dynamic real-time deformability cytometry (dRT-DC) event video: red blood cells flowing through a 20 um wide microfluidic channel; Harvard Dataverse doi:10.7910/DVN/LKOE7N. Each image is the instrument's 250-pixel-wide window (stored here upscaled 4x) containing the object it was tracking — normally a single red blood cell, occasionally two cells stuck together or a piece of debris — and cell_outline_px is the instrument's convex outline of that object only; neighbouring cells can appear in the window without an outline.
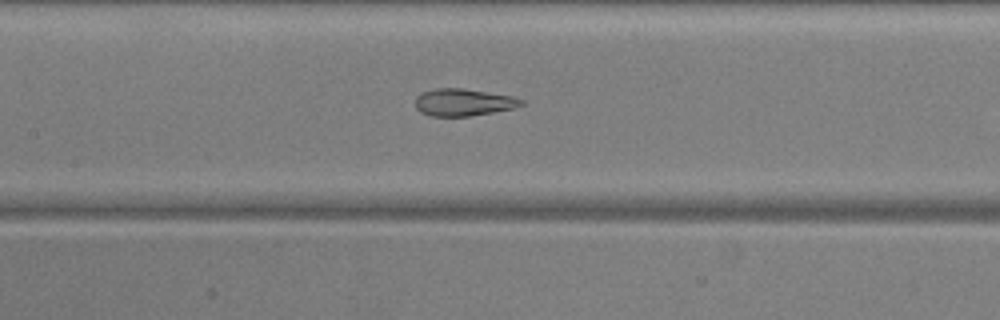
{"species": "common noctule bat (a hibernating species)", "species_latin": "Nyctalus noctula", "temperature_condition": "warm", "stored_images_in_passage": 47, "camera_frame_rate_fps": 3000, "um_per_image_px": 0.085, "animal": {"sex": "male", "body_mass_g": 20.5, "forearm_length_mm": 52.5}, "frame": {"image": 1, "passage_image": 19, "time_ms": 6.0, "image_size_px": [1000, 320], "cell_outline_px": [[524, 104], [512, 108], [472, 116], [432, 116], [420, 112], [416, 108], [416, 96], [420, 92], [436, 88], [464, 88], [512, 96], [524, 100]], "centroid_in_image_um": [39.36, 8.69], "position_along_channel_um": 168.0, "area_um2": 16.82}}
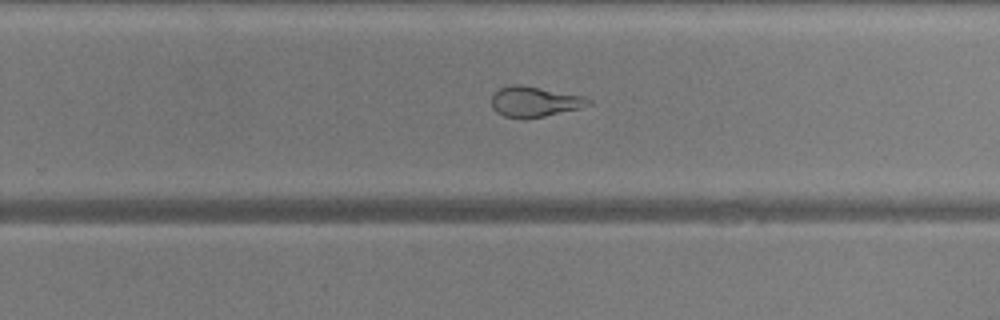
{"frame": {"image": 2, "passage_image": 28, "time_ms": 9.0, "image_size_px": [1000, 320], "cell_outline_px": [[592, 104], [580, 108], [544, 116], [524, 120], [504, 116], [496, 112], [492, 108], [492, 96], [500, 88], [512, 84], [520, 84], [584, 96], [592, 100]], "centroid_in_image_um": [45.43, 8.65], "position_along_channel_um": 284.4, "area_um2": 17.28}}
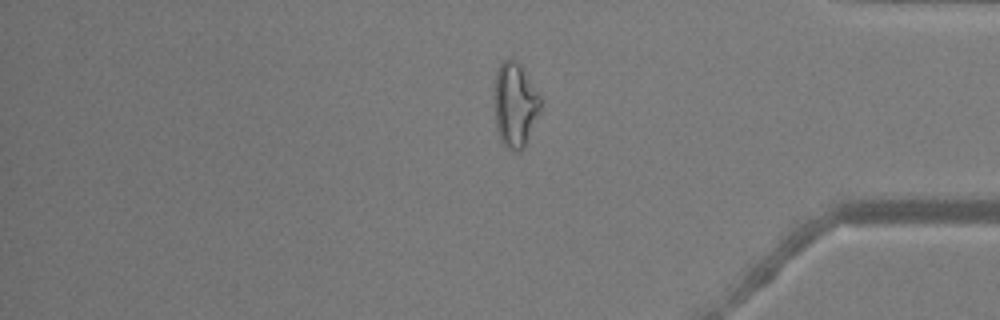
{"frame": {"image": 3, "passage_image": 38, "time_ms": 12.333, "image_size_px": [1000, 320], "cell_outline_px": [[540, 108], [524, 148], [520, 152], [512, 152], [500, 140], [496, 128], [496, 68], [500, 60], [512, 56], [520, 64], [540, 96]], "centroid_in_image_um": [43.77, 8.88], "position_along_channel_um": 391.4, "area_um2": 22.54}, "authors_computed_cell_mechanics": {"area_um2": 20.6924, "velocity_mm_per_s": 3.8958, "shape_relaxation_time_tau1_ms": null, "shape_relaxation_time_tau2_ms": 1.3485, "deformation_change_tau1": null, "deformation_change_tau2": 0.0709}}